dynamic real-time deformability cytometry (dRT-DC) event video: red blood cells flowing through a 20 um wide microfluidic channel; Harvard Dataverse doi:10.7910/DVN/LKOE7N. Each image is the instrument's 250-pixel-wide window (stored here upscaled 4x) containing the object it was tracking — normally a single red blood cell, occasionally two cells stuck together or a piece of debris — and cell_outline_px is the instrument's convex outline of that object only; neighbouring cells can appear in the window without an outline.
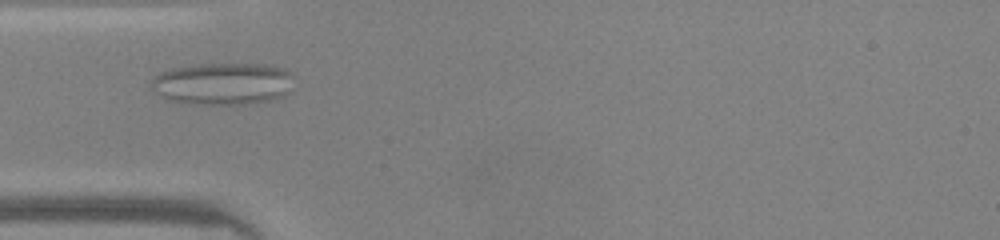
{"species": "common noctule bat (a hibernating species)", "species_latin": "Nyctalus noctula", "temperature_condition": "warm", "stored_images_in_passage": 37, "camera_frame_rate_fps": 3000, "um_per_image_px": 0.085, "animal": {"sex": "male", "body_mass_g": 20.0, "forearm_length_mm": 53.3}, "frame": {"image": 1, "passage_image": 3, "time_ms": 0.667, "image_size_px": [1000, 240], "cell_outline_px": [[288, 76], [284, 92], [272, 100], [244, 104], [204, 104], [176, 100], [164, 96], [152, 88], [152, 80], [160, 72], [176, 68], [204, 64], [272, 64], [284, 68], [288, 72]], "centroid_in_image_um": [18.91, 7.09], "position_along_channel_um": 66.1, "area_um2": 33.52}}
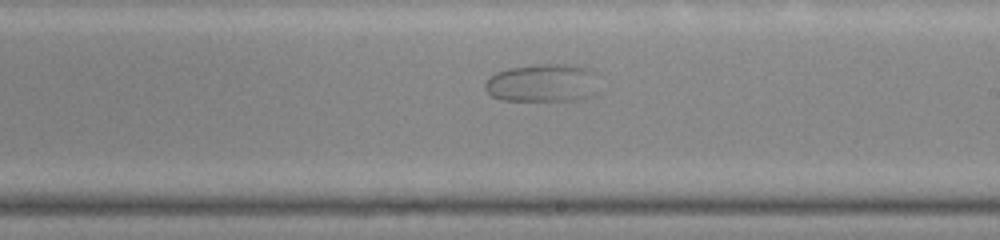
{"frame": {"image": 2, "passage_image": 16, "time_ms": 5.0, "image_size_px": [1000, 240], "cell_outline_px": [[592, 96], [584, 100], [500, 100], [492, 96], [484, 88], [484, 84], [496, 72], [508, 68], [540, 64], [564, 64], [584, 68], [592, 72]], "centroid_in_image_um": [46.01, 7.07], "position_along_channel_um": 243.0, "area_um2": 24.57}}
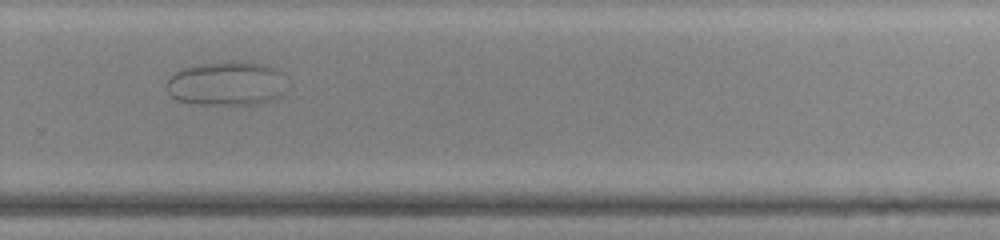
{"frame": {"image": 3, "passage_image": 21, "time_ms": 6.667, "image_size_px": [1000, 240], "cell_outline_px": [[280, 72], [272, 96], [268, 100], [256, 104], [204, 104], [176, 100], [168, 92], [168, 80], [176, 72], [184, 68], [200, 64], [232, 60], [268, 64], [276, 68]], "centroid_in_image_um": [19.09, 7.06], "position_along_channel_um": 310.7, "area_um2": 29.42}}